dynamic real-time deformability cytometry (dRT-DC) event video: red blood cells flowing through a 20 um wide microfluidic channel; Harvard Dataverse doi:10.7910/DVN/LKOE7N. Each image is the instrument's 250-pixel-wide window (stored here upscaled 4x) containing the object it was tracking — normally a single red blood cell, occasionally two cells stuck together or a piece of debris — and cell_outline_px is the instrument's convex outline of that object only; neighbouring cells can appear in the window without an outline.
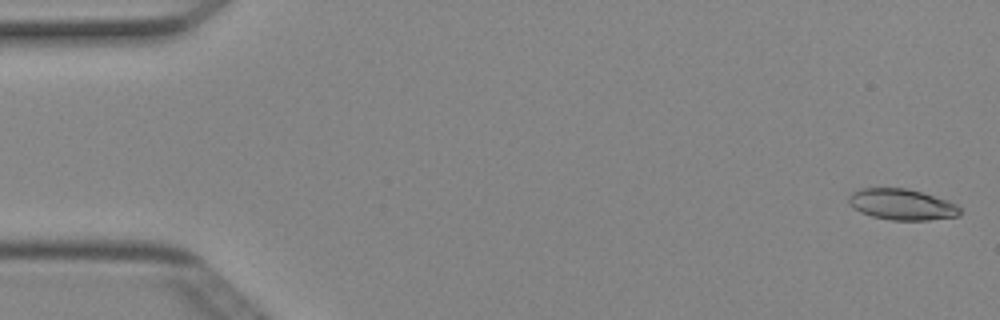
{"species": "Egyptian fruit bat (a non-hibernating species)", "species_latin": "Rousettus aegyptiacus", "temperature_condition": "cold", "stored_images_in_passage": 50, "camera_frame_rate_fps": 3000, "um_per_image_px": 0.085, "animal": {"sex": "female"}, "frame": {"image": 1, "passage_image": 1, "time_ms": 0.0, "image_size_px": [1000, 320], "cell_outline_px": [[960, 216], [928, 220], [892, 220], [872, 216], [860, 212], [852, 208], [848, 204], [848, 196], [852, 192], [860, 188], [908, 188], [948, 200], [956, 204], [960, 208]], "centroid_in_image_um": [76.63, 17.37], "position_along_channel_um": 8.4, "area_um2": 20.29}}
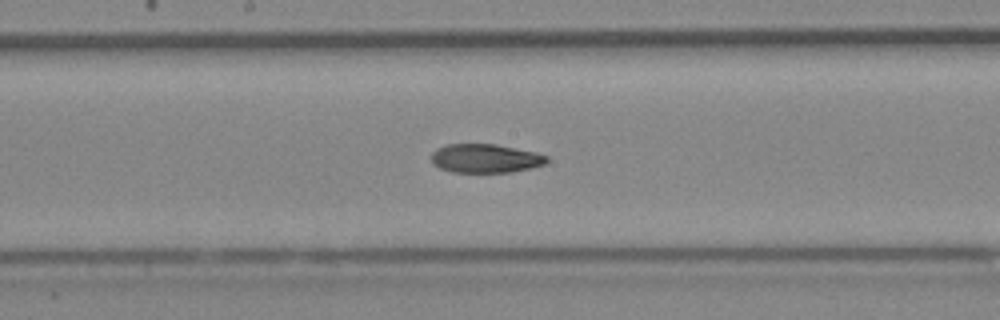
{"frame": {"image": 2, "passage_image": 26, "time_ms": 8.333, "image_size_px": [1000, 320], "cell_outline_px": [[548, 160], [544, 164], [532, 168], [512, 172], [452, 172], [440, 168], [432, 164], [432, 152], [436, 148], [444, 144], [496, 144], [536, 152], [548, 156]], "centroid_in_image_um": [41.25, 13.46], "position_along_channel_um": 207.0, "area_um2": 19.54}}
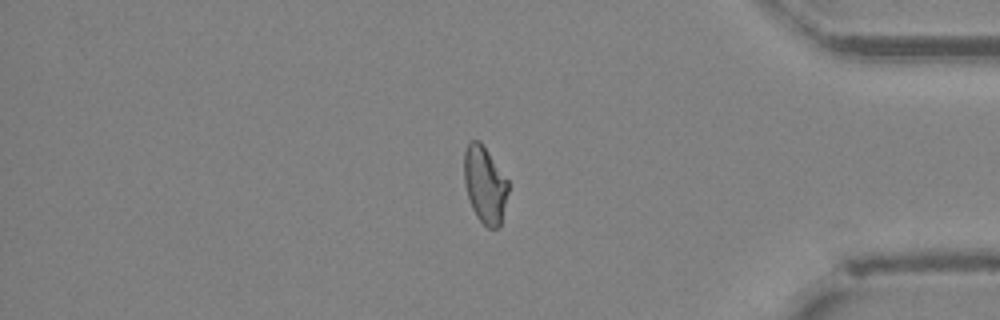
{"frame": {"image": 3, "passage_image": 42, "time_ms": 13.667, "image_size_px": [1000, 320], "cell_outline_px": [[508, 192], [500, 224], [496, 228], [488, 228], [476, 216], [472, 208], [464, 184], [464, 152], [468, 144], [472, 140], [480, 140], [508, 180]], "centroid_in_image_um": [41.2, 15.68], "position_along_channel_um": 394.0, "area_um2": 19.59}, "authors_computed_cell_mechanics": {"area_um2": 20.2589, "velocity_mm_per_s": 4.0161, "shape_relaxation_time_tau1_ms": 4.6644, "shape_relaxation_time_tau2_ms": 5.4121, "deformation_change_tau1": 0.1663, "deformation_change_tau2": 0.1172}}